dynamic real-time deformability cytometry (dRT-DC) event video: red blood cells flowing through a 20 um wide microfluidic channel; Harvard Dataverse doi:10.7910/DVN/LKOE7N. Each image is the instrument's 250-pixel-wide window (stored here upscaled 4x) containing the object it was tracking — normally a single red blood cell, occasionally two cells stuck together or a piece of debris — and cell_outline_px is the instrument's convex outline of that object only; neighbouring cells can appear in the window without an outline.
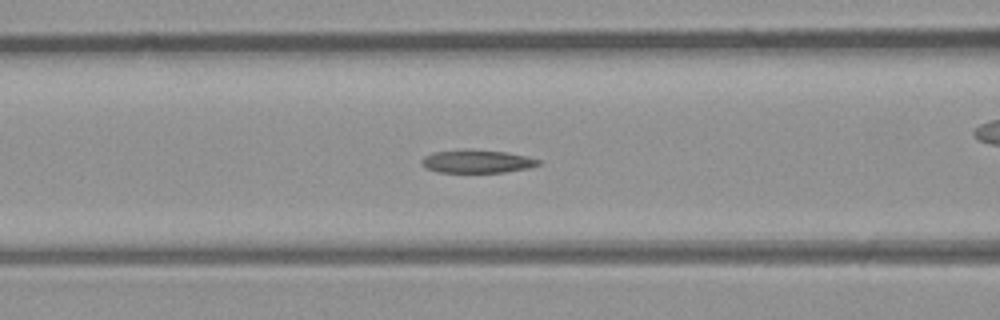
{"species": "common noctule bat (a hibernating species)", "species_latin": "Nyctalus noctula", "temperature_condition": "room temperature", "stored_images_in_passage": 37, "camera_frame_rate_fps": 3000, "um_per_image_px": 0.085, "animal": {"sex": "male", "body_mass_g": 23.1, "forearm_length_mm": 52.7}, "frame": {"image": 1, "passage_image": 8, "time_ms": 2.333, "image_size_px": [1000, 320], "cell_outline_px": [[540, 164], [528, 168], [504, 172], [440, 172], [428, 168], [420, 164], [420, 160], [424, 156], [432, 152], [464, 148], [468, 148], [504, 152], [528, 156], [540, 160]], "centroid_in_image_um": [40.51, 13.69], "position_along_channel_um": 126.1, "area_um2": 15.9}}
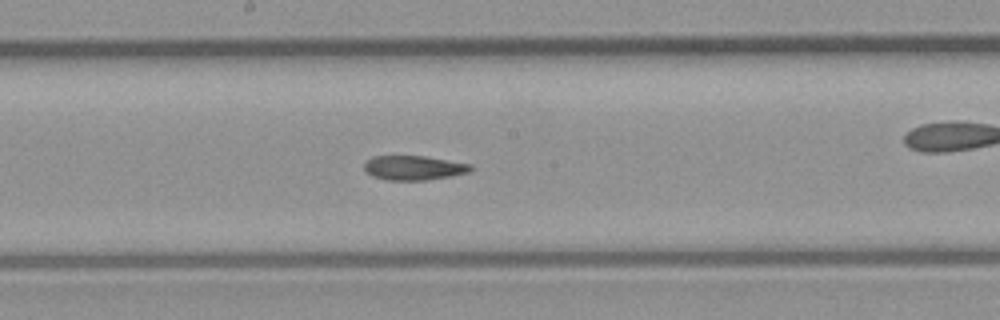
{"frame": {"image": 2, "passage_image": 14, "time_ms": 4.333, "image_size_px": [1000, 320], "cell_outline_px": [[472, 168], [468, 172], [448, 176], [424, 180], [388, 180], [372, 176], [364, 168], [364, 160], [372, 156], [424, 156], [472, 164]], "centroid_in_image_um": [35.12, 14.25], "position_along_channel_um": 213.1, "area_um2": 15.03}}
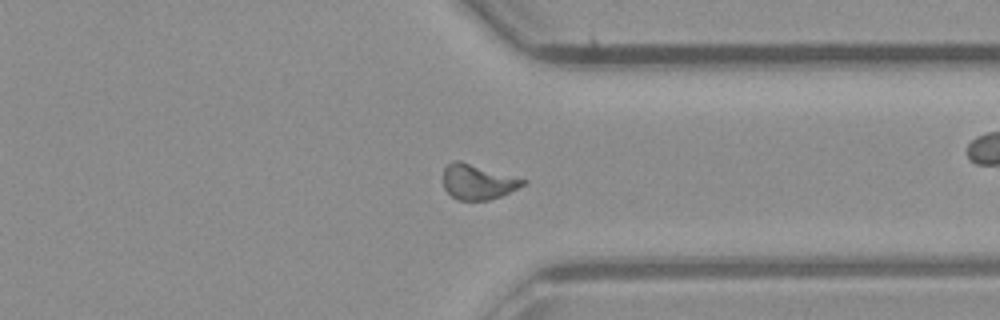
{"frame": {"image": 3, "passage_image": 25, "time_ms": 8.0, "image_size_px": [1000, 320], "cell_outline_px": [[528, 180], [524, 184], [500, 196], [488, 200], [456, 200], [444, 188], [444, 168], [452, 160], [460, 160]], "centroid_in_image_um": [40.59, 15.44], "position_along_channel_um": 370.8, "area_um2": 16.18}, "authors_computed_cell_mechanics": {"area_um2": 16.0684, "velocity_mm_per_s": 4.3382, "shape_relaxation_time_tau1_ms": null, "shape_relaxation_time_tau2_ms": 3.1182, "deformation_change_tau1": null, "deformation_change_tau2": 0.0929}}